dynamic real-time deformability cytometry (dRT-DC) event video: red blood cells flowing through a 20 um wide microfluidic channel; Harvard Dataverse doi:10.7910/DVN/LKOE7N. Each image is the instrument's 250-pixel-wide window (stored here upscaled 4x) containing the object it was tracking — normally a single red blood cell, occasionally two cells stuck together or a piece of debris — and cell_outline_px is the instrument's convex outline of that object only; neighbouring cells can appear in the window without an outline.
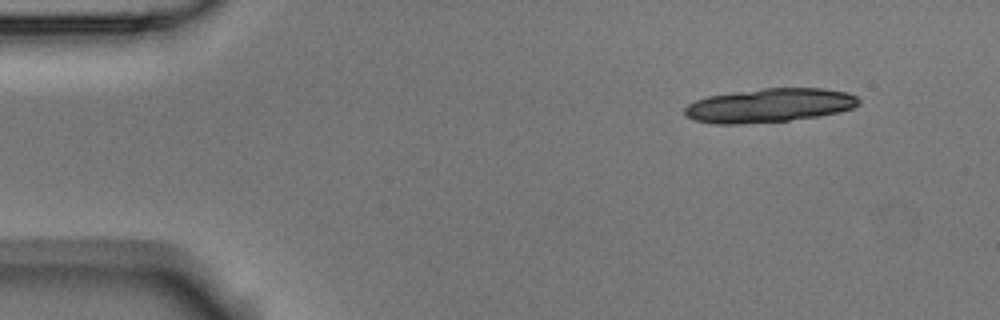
{"species": "Egyptian fruit bat (a non-hibernating species)", "species_latin": "Rousettus aegyptiacus", "temperature_condition": "room temperature", "stored_images_in_passage": 14, "camera_frame_rate_fps": 3000, "um_per_image_px": 0.085, "animal": {"sex": "male"}, "frame": {"image": 1, "passage_image": 1, "time_ms": 0.0, "image_size_px": [1000, 320], "cell_outline_px": [[860, 104], [852, 108], [820, 116], [788, 120], [740, 124], [716, 124], [692, 120], [684, 116], [684, 108], [688, 104], [696, 100], [708, 96], [764, 88], [824, 88], [848, 92], [856, 96], [860, 100]], "centroid_in_image_um": [65.39, 8.96], "position_along_channel_um": 19.6, "area_um2": 34.39}}